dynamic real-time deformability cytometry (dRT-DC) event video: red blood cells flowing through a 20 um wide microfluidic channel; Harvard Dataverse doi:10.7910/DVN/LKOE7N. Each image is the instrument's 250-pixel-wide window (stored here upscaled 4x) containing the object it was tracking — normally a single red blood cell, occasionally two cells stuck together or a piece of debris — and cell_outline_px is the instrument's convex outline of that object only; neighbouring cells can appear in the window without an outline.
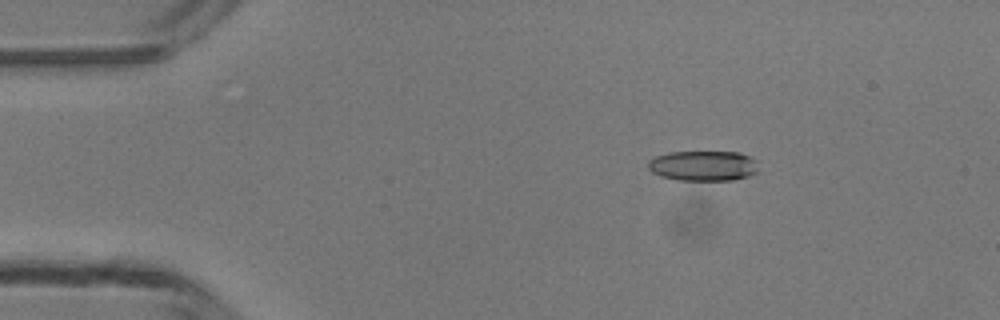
{"species": "common noctule bat (a hibernating species)", "species_latin": "Nyctalus noctula", "temperature_condition": "room temperature", "stored_images_in_passage": 6, "camera_frame_rate_fps": 3000, "um_per_image_px": 0.085, "animal": {"sex": "male", "body_mass_g": 13.3}, "frame": {"image": 1, "passage_image": 2, "time_ms": 1.0, "image_size_px": [1000, 320], "cell_outline_px": [[756, 172], [748, 176], [732, 180], [676, 180], [660, 176], [652, 172], [648, 168], [648, 160], [656, 156], [668, 152], [740, 152], [752, 156], [756, 160]], "centroid_in_image_um": [59.76, 14.08], "position_along_channel_um": 25.2, "area_um2": 19.54}}
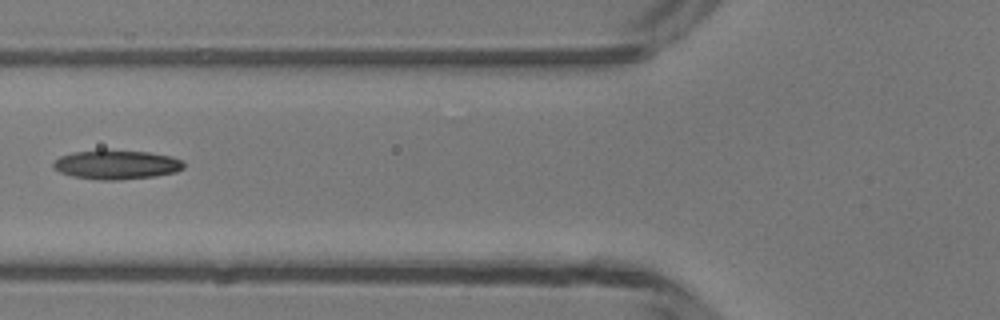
{"frame": {"image": 2, "passage_image": 5, "time_ms": 4.667, "image_size_px": [1000, 320], "cell_outline_px": [[184, 168], [176, 172], [156, 176], [120, 180], [104, 180], [72, 176], [60, 172], [52, 168], [52, 164], [60, 156], [72, 152], [100, 148], [104, 148], [148, 152], [172, 156], [180, 160], [184, 164]], "centroid_in_image_um": [9.88, 13.97], "position_along_channel_um": 115.9, "area_um2": 22.72}}
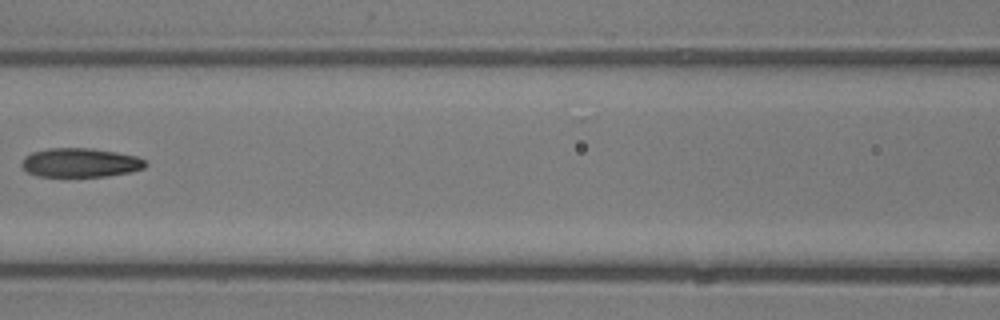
{"frame": {"image": 3, "passage_image": 6, "time_ms": 5.667, "image_size_px": [1000, 320], "cell_outline_px": [[148, 164], [144, 168], [128, 172], [104, 176], [40, 176], [28, 172], [20, 164], [24, 156], [32, 152], [48, 148], [92, 148], [116, 152], [136, 156], [144, 160]], "centroid_in_image_um": [6.81, 13.81], "position_along_channel_um": 159.8, "area_um2": 20.81}}